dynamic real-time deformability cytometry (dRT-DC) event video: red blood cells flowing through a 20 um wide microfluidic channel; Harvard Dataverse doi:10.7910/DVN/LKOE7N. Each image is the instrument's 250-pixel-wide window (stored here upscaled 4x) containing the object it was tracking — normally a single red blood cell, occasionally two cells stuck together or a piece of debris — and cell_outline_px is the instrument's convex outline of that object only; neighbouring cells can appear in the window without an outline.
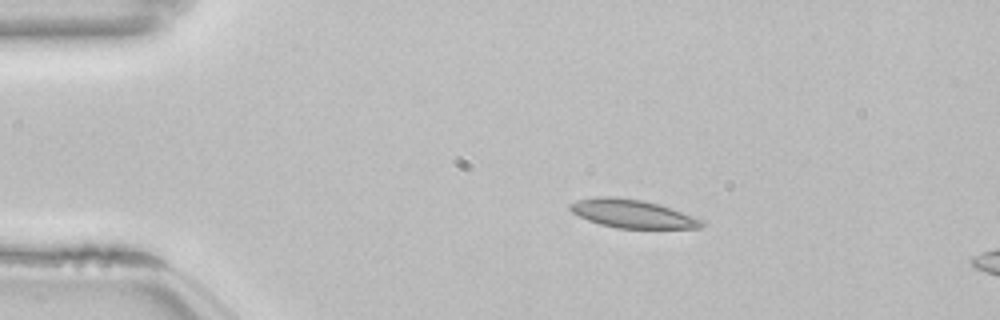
{"species": "common noctule bat (a hibernating species)", "species_latin": "Nyctalus noctula", "temperature_condition": "room temperature", "stored_images_in_passage": 16, "camera_frame_rate_fps": 3000, "um_per_image_px": 0.085, "animal": {"sex": "female", "body_mass_g": 22.7, "forearm_length_mm": 54.2}, "frame": {"image": 1, "passage_image": 10, "time_ms": 3.0, "image_size_px": [1000, 320], "cell_outline_px": [[704, 224], [700, 228], [616, 228], [600, 224], [588, 220], [572, 212], [568, 208], [568, 204], [576, 200], [600, 196], [612, 196], [640, 200], [660, 204], [672, 208], [700, 220]], "centroid_in_image_um": [53.68, 18.16], "position_along_channel_um": 31.3, "area_um2": 21.5}}